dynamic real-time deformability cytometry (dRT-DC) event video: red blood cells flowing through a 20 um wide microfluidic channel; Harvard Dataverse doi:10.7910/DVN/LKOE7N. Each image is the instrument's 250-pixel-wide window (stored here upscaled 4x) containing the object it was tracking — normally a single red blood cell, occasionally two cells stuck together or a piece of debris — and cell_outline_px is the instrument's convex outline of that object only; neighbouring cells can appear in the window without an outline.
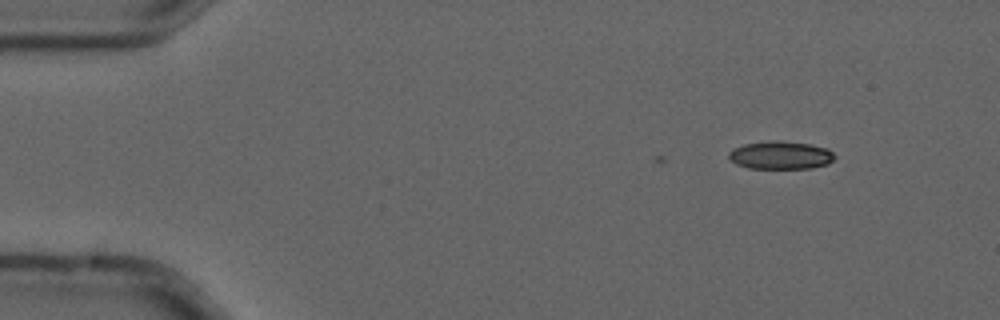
{"species": "common noctule bat (a hibernating species)", "species_latin": "Nyctalus noctula", "temperature_condition": "cold", "stored_images_in_passage": 5, "camera_frame_rate_fps": 3000, "um_per_image_px": 0.085, "animal": {"sex": "male", "forearm_length_mm": 52.5}, "frame": {"image": 1, "passage_image": 2, "time_ms": 0.333, "image_size_px": [1000, 320], "cell_outline_px": [[836, 156], [828, 164], [812, 168], [748, 168], [736, 164], [728, 156], [728, 152], [732, 148], [744, 144], [776, 140], [808, 144], [828, 148]], "centroid_in_image_um": [66.34, 13.19], "position_along_channel_um": 18.7, "area_um2": 17.22}}